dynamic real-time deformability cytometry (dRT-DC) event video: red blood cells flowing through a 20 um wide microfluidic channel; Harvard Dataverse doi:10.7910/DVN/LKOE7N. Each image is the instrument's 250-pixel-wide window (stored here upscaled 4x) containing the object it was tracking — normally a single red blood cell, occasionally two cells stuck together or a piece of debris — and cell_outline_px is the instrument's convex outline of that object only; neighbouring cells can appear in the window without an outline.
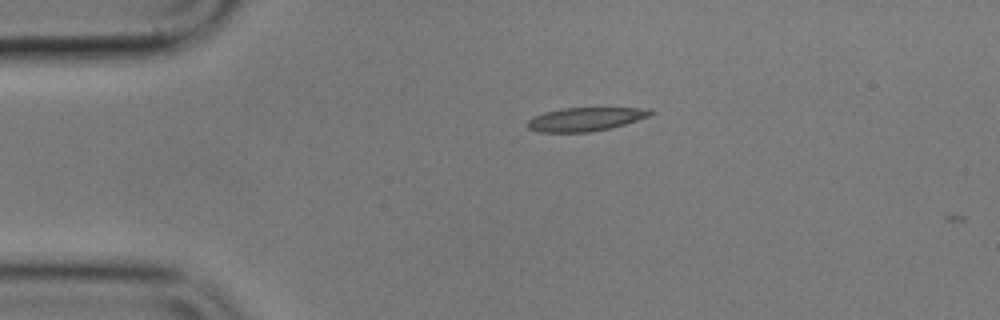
{"species": "common noctule bat (a hibernating species)", "species_latin": "Nyctalus noctula", "temperature_condition": "cold", "stored_images_in_passage": 2, "camera_frame_rate_fps": 3000, "um_per_image_px": 0.085, "animal": {"sex": "male", "body_mass_g": 17.9}, "frame": {"image": 1, "passage_image": 1, "time_ms": 0.0, "image_size_px": [1000, 320], "cell_outline_px": [[656, 112], [648, 116], [612, 128], [588, 132], [540, 132], [528, 128], [528, 120], [532, 116], [544, 112], [564, 108], [648, 108]], "centroid_in_image_um": [49.75, 10.13], "position_along_channel_um": 35.3, "area_um2": 16.82}}